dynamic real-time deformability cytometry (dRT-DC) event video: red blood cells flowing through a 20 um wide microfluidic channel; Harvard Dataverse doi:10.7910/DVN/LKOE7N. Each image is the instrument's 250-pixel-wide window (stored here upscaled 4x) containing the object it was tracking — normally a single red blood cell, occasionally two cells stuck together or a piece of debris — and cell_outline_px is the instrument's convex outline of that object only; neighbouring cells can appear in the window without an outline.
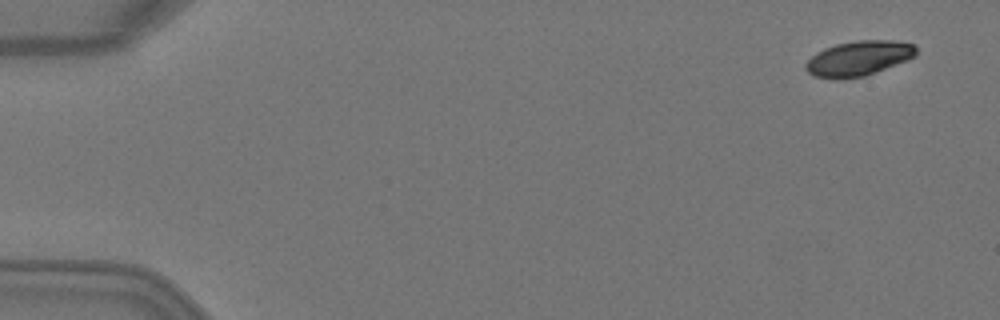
{"species": "Egyptian fruit bat (a non-hibernating species)", "species_latin": "Rousettus aegyptiacus", "temperature_condition": "warm", "stored_images_in_passage": 4, "camera_frame_rate_fps": 3000, "um_per_image_px": 0.085, "animal": {"sex": "female"}, "frame": {"image": 1, "passage_image": 1, "time_ms": 0.0, "image_size_px": [1000, 320], "cell_outline_px": [[916, 56], [908, 60], [864, 76], [840, 80], [832, 80], [812, 76], [804, 68], [804, 64], [816, 52], [824, 48], [836, 44], [856, 40], [892, 40], [912, 44], [916, 48]], "centroid_in_image_um": [72.93, 4.98], "position_along_channel_um": 12.1, "area_um2": 22.77}}